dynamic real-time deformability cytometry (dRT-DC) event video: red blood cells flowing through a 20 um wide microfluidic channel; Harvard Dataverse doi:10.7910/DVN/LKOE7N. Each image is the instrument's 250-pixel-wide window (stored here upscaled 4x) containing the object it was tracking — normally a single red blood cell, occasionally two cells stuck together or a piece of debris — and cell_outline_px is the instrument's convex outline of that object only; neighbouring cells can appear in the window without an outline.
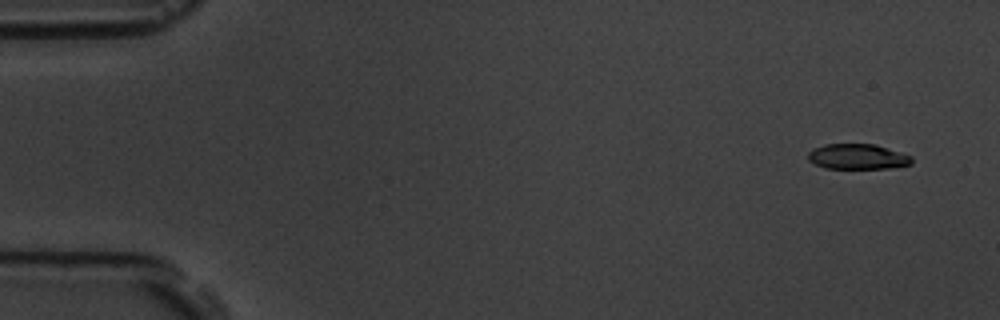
{"species": "common noctule bat (a hibernating species)", "species_latin": "Nyctalus noctula", "temperature_condition": "room temperature", "stored_images_in_passage": 6, "camera_frame_rate_fps": 3000, "um_per_image_px": 0.085, "animal": {"sex": "male", "body_mass_g": 19.5, "forearm_length_mm": 54.6}, "frame": {"image": 1, "passage_image": 1, "time_ms": 0.0, "image_size_px": [1000, 320], "cell_outline_px": [[912, 164], [888, 168], [824, 168], [808, 160], [808, 152], [812, 148], [824, 144], [876, 144], [912, 156]], "centroid_in_image_um": [72.88, 13.3], "position_along_channel_um": 12.1, "area_um2": 15.32}}
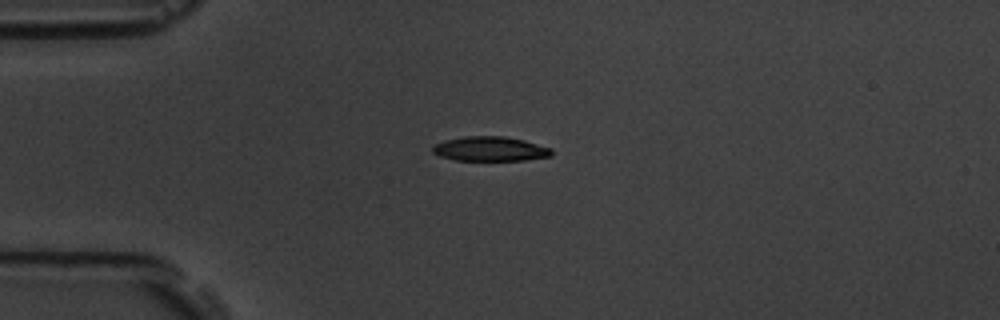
{"frame": {"image": 2, "passage_image": 4, "time_ms": 3.667, "image_size_px": [1000, 320], "cell_outline_px": [[552, 156], [524, 160], [456, 160], [440, 156], [432, 152], [432, 148], [436, 144], [444, 140], [464, 136], [504, 136], [524, 140], [552, 148]], "centroid_in_image_um": [41.68, 12.65], "position_along_channel_um": 43.3, "area_um2": 16.99}}
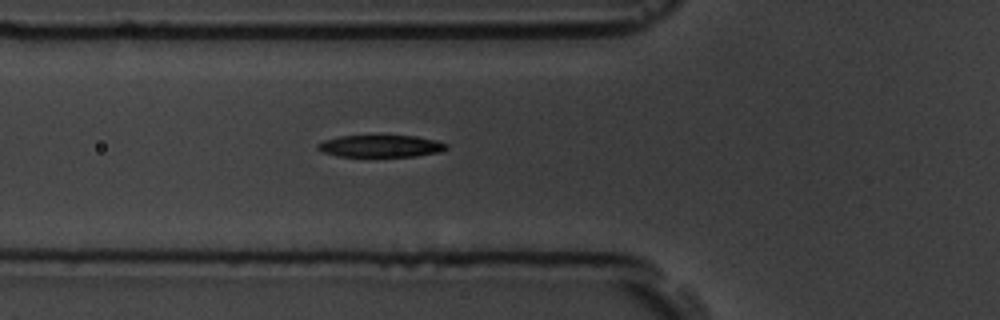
{"frame": {"image": 3, "passage_image": 6, "time_ms": 5.667, "image_size_px": [1000, 320], "cell_outline_px": [[448, 148], [440, 152], [416, 156], [336, 156], [324, 152], [316, 148], [316, 144], [324, 140], [340, 136], [416, 136], [436, 140], [448, 144]], "centroid_in_image_um": [32.37, 12.42], "position_along_channel_um": 93.4, "area_um2": 16.47}}